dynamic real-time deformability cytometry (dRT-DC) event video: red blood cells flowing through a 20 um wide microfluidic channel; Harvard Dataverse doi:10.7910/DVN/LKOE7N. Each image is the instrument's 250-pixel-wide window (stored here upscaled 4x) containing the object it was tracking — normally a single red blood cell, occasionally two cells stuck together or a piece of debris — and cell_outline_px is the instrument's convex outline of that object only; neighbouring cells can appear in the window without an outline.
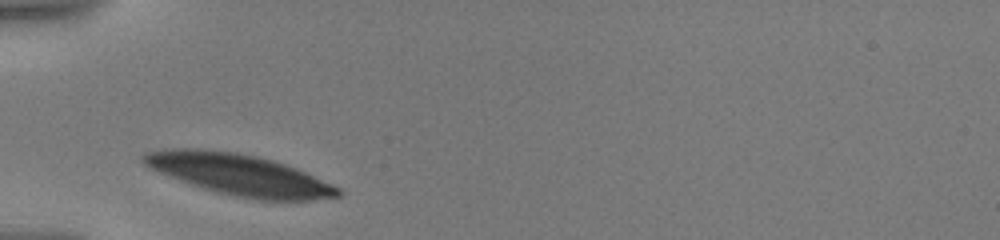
{"species": "human", "species_latin": "Homo sapiens", "temperature_condition": "warm", "stored_images_in_passage": 16, "camera_frame_rate_fps": 3000, "um_per_image_px": 0.085, "donor": {"sex": "male"}, "frame": {"image": 1, "passage_image": 1, "time_ms": 0.0, "image_size_px": [1000, 240], "cell_outline_px": [[344, 192], [340, 196], [312, 200], [256, 200], [216, 192], [180, 180], [148, 168], [140, 160], [140, 156], [144, 152], [164, 148], [200, 148], [236, 152], [256, 156], [272, 160], [296, 168], [332, 184], [340, 188]], "centroid_in_image_um": [20.3, 14.83], "position_along_channel_um": 64.7, "area_um2": 46.7}}
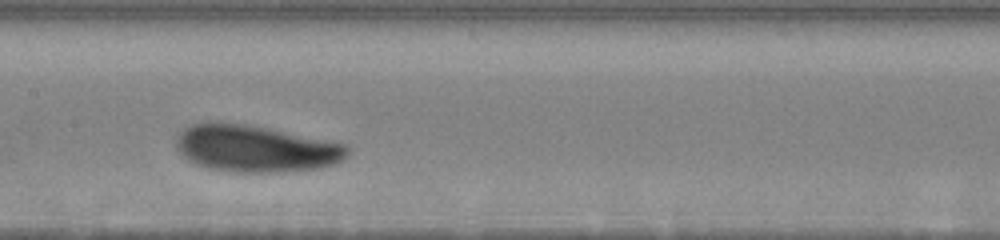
{"frame": {"image": 2, "passage_image": 10, "time_ms": 3.667, "image_size_px": [1000, 240], "cell_outline_px": [[348, 156], [344, 160], [336, 164], [320, 168], [284, 172], [228, 172], [208, 168], [196, 164], [188, 160], [176, 148], [176, 136], [184, 128], [200, 120], [216, 120], [244, 124], [344, 144], [348, 148]], "centroid_in_image_um": [21.65, 12.62], "position_along_channel_um": 185.8, "area_um2": 47.05}}
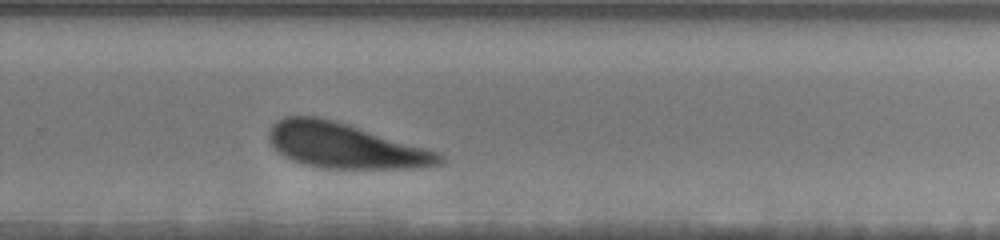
{"frame": {"image": 3, "passage_image": 16, "time_ms": 7.0, "image_size_px": [1000, 240], "cell_outline_px": [[444, 164], [428, 168], [324, 168], [304, 164], [292, 160], [284, 156], [268, 140], [268, 132], [272, 124], [276, 120], [284, 116], [316, 116], [348, 124], [428, 148], [440, 152], [444, 156]], "centroid_in_image_um": [29.38, 12.39], "position_along_channel_um": 300.4, "area_um2": 45.03}}